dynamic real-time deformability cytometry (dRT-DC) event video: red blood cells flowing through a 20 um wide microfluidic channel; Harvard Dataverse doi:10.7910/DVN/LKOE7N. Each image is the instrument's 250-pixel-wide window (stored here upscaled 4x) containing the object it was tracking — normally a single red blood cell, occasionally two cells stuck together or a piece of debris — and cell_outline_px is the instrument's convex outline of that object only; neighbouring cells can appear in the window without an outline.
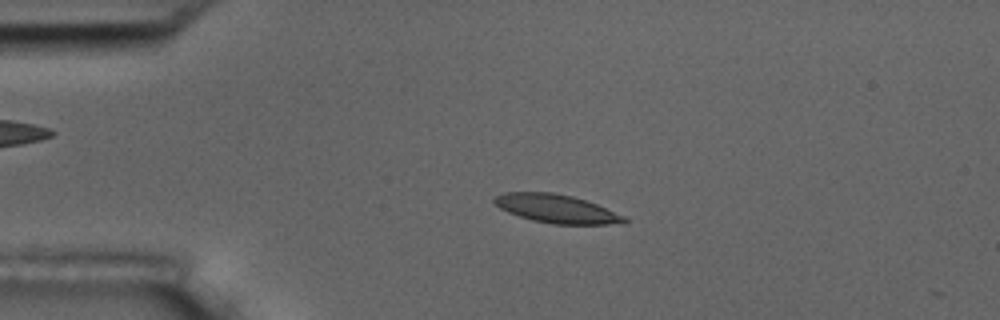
{"species": "common noctule bat (a hibernating species)", "species_latin": "Nyctalus noctula", "temperature_condition": "room temperature", "stored_images_in_passage": 55, "camera_frame_rate_fps": 3000, "um_per_image_px": 0.085, "animal": {"sex": "male", "body_mass_g": 17.5, "forearm_length_mm": 52.3}, "frame": {"image": 1, "passage_image": 12, "time_ms": 3.667, "image_size_px": [1000, 320], "cell_outline_px": [[628, 220], [624, 224], [552, 224], [532, 220], [508, 212], [500, 208], [492, 200], [492, 196], [504, 192], [552, 192], [572, 196], [596, 204], [624, 216]], "centroid_in_image_um": [47.27, 17.74], "position_along_channel_um": 37.7, "area_um2": 21.5}}
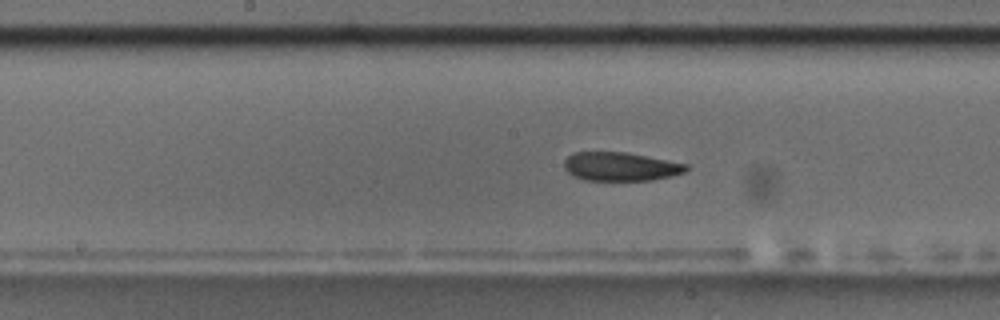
{"frame": {"image": 2, "passage_image": 28, "time_ms": 9.0, "image_size_px": [1000, 320], "cell_outline_px": [[688, 168], [684, 172], [672, 176], [652, 180], [584, 180], [568, 172], [564, 168], [564, 160], [568, 156], [576, 152], [628, 152], [688, 164]], "centroid_in_image_um": [52.76, 14.15], "position_along_channel_um": 195.4, "area_um2": 20.35}}
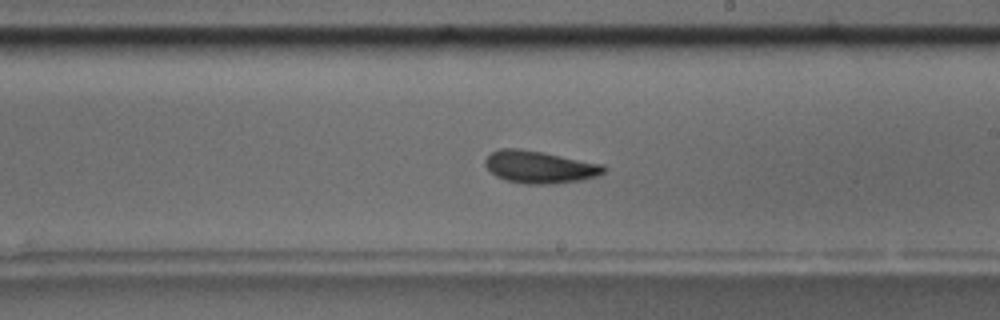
{"frame": {"image": 3, "passage_image": 32, "time_ms": 10.333, "image_size_px": [1000, 320], "cell_outline_px": [[608, 168], [604, 172], [596, 176], [580, 180], [556, 184], [528, 184], [504, 180], [496, 176], [484, 164], [484, 160], [492, 152], [500, 148], [516, 148], [544, 152], [604, 164]], "centroid_in_image_um": [45.89, 14.19], "position_along_channel_um": 243.1, "area_um2": 22.48}}